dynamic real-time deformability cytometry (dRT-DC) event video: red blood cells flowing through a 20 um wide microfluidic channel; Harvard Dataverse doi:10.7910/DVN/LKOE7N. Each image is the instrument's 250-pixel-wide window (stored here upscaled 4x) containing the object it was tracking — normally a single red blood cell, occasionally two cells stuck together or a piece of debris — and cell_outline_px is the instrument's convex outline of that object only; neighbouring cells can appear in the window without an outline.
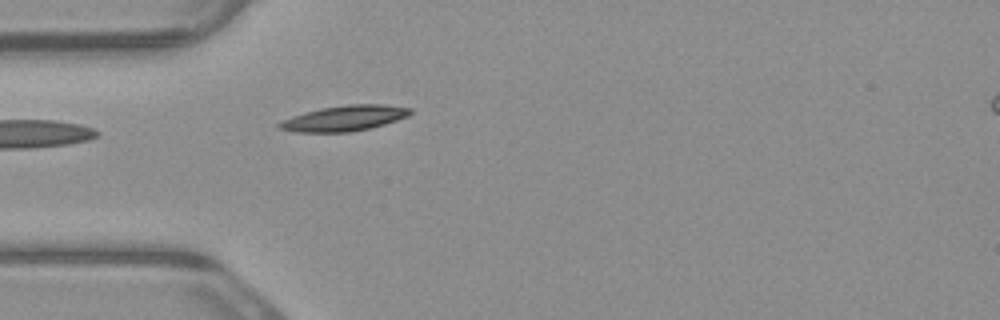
{"species": "common noctule bat (a hibernating species)", "species_latin": "Nyctalus noctula", "temperature_condition": "warm", "stored_images_in_passage": 4, "camera_frame_rate_fps": 3000, "um_per_image_px": 0.085, "animal": {"sex": "male", "body_mass_g": 23.1, "forearm_length_mm": 52.7}, "frame": {"image": 1, "passage_image": 4, "time_ms": 1.0, "image_size_px": [1000, 320], "cell_outline_px": [[412, 112], [408, 116], [384, 124], [352, 132], [296, 132], [276, 128], [276, 124], [292, 116], [304, 112], [320, 108], [348, 104], [384, 104], [412, 108]], "centroid_in_image_um": [29.25, 10.04], "position_along_channel_um": 55.7, "area_um2": 19.48}}